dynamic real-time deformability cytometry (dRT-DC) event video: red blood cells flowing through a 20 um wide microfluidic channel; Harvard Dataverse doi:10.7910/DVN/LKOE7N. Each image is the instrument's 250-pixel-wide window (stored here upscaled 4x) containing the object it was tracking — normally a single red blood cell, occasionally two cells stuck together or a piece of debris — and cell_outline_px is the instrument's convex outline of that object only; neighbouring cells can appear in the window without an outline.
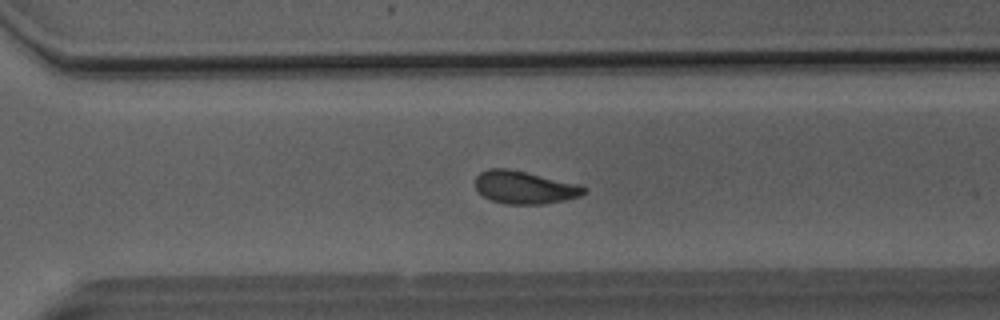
{"species": "Egyptian fruit bat (a non-hibernating species)", "species_latin": "Rousettus aegyptiacus", "temperature_condition": "room temperature", "stored_images_in_passage": 51, "camera_frame_rate_fps": 3000, "um_per_image_px": 0.085, "animal": {"sex": "male"}, "frame": {"image": 1, "passage_image": 36, "time_ms": 11.667, "image_size_px": [1000, 320], "cell_outline_px": [[588, 192], [580, 196], [564, 200], [544, 204], [504, 204], [492, 200], [484, 196], [476, 188], [476, 176], [480, 172], [488, 168], [508, 168], [576, 184], [588, 188]], "centroid_in_image_um": [44.58, 15.93], "position_along_channel_um": 326.0, "area_um2": 20.58}}
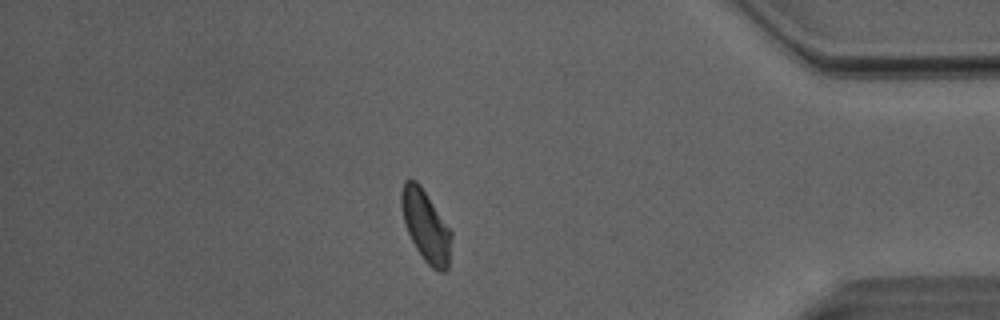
{"frame": {"image": 2, "passage_image": 44, "time_ms": 14.333, "image_size_px": [1000, 320], "cell_outline_px": [[452, 236], [448, 268], [444, 272], [440, 272], [432, 268], [424, 260], [416, 248], [408, 232], [404, 220], [400, 204], [400, 192], [404, 180], [416, 180], [420, 184], [452, 232]], "centroid_in_image_um": [36.19, 19.2], "position_along_channel_um": 399.0, "area_um2": 20.69}}
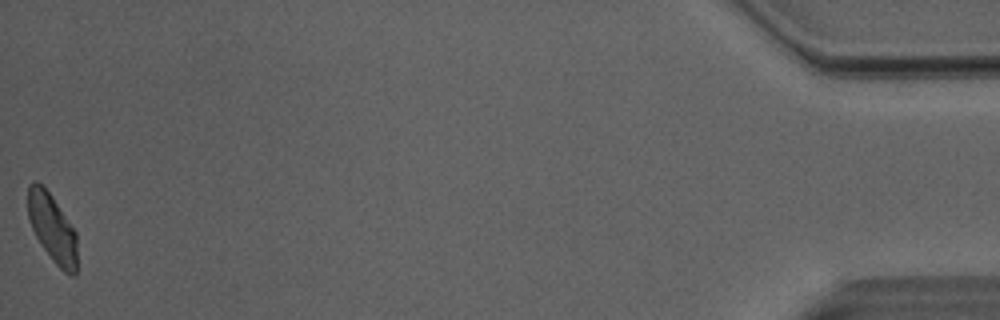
{"frame": {"image": 3, "passage_image": 51, "time_ms": 16.667, "image_size_px": [1000, 320], "cell_outline_px": [[76, 276], [72, 276], [64, 272], [52, 260], [36, 236], [32, 228], [28, 216], [28, 184], [32, 180], [36, 180], [52, 196], [76, 232]], "centroid_in_image_um": [4.44, 19.38], "position_along_channel_um": 430.8, "area_um2": 19.36}, "authors_computed_cell_mechanics": {"area_um2": 21.2126, "velocity_mm_per_s": 4.0456, "shape_relaxation_time_tau1_ms": 2.89, "shape_relaxation_time_tau2_ms": 2.7959, "deformation_change_tau1": 0.1039, "deformation_change_tau2": 0.0645}}